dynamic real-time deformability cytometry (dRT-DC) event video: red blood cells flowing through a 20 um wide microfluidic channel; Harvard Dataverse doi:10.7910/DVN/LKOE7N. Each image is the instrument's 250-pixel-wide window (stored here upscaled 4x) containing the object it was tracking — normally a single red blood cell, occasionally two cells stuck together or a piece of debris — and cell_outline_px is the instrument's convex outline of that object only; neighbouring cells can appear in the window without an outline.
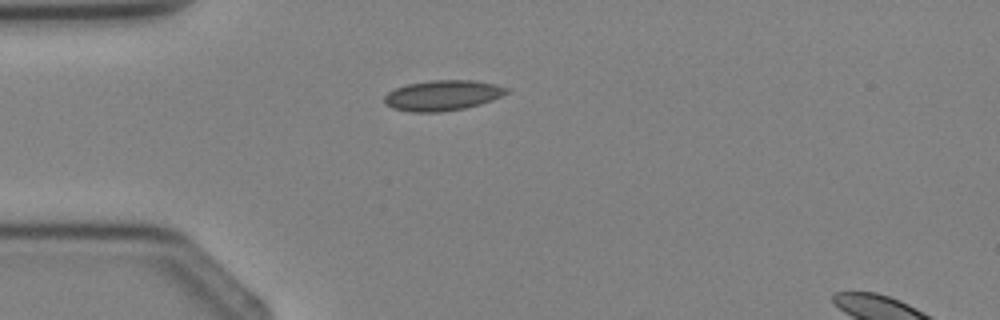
{"species": "Egyptian fruit bat (a non-hibernating species)", "species_latin": "Rousettus aegyptiacus", "temperature_condition": "cold", "stored_images_in_passage": 2, "segment_of_instrument_passage": [1, 2], "camera_frame_rate_fps": 3000, "um_per_image_px": 0.085, "animal": {"sex": "female"}, "frame": {"image": 1, "passage_image": 1, "time_ms": 0.0, "image_size_px": [1000, 320], "cell_outline_px": [[512, 92], [492, 100], [480, 104], [464, 108], [440, 112], [412, 112], [392, 108], [384, 104], [384, 96], [388, 92], [396, 88], [408, 84], [432, 80], [472, 80], [496, 84], [508, 88]], "centroid_in_image_um": [37.64, 8.11], "position_along_channel_um": 47.4, "area_um2": 21.73}}